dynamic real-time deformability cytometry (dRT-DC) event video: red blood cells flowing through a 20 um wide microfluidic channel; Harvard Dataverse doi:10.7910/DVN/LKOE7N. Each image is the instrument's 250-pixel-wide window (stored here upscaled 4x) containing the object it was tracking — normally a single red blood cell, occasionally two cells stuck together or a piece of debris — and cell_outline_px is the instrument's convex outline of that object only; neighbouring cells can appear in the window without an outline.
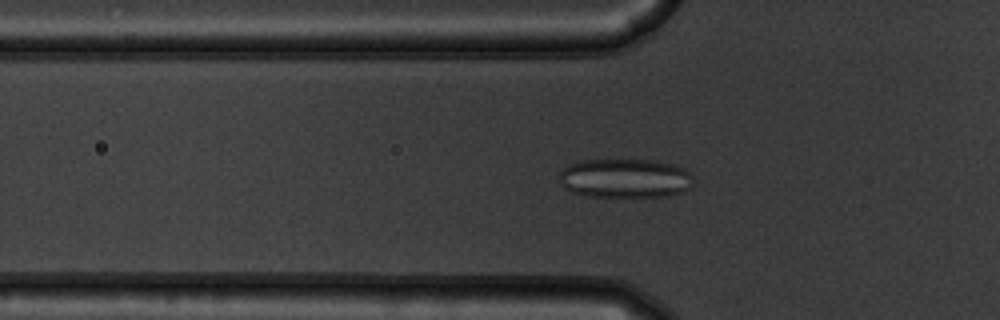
{"species": "common noctule bat (a hibernating species)", "species_latin": "Nyctalus noctula", "temperature_condition": "warm", "stored_images_in_passage": 50, "camera_frame_rate_fps": 3000, "um_per_image_px": 0.085, "animal": {"sex": "male", "body_mass_g": 19.5, "forearm_length_mm": 54.6}, "frame": {"image": 1, "passage_image": 15, "time_ms": 4.667, "image_size_px": [1000, 320], "cell_outline_px": [[692, 188], [684, 192], [672, 196], [588, 196], [572, 192], [564, 188], [560, 184], [560, 172], [568, 164], [576, 160], [652, 160], [676, 164], [692, 172]], "centroid_in_image_um": [53.17, 15.15], "position_along_channel_um": 72.6, "area_um2": 31.1}}
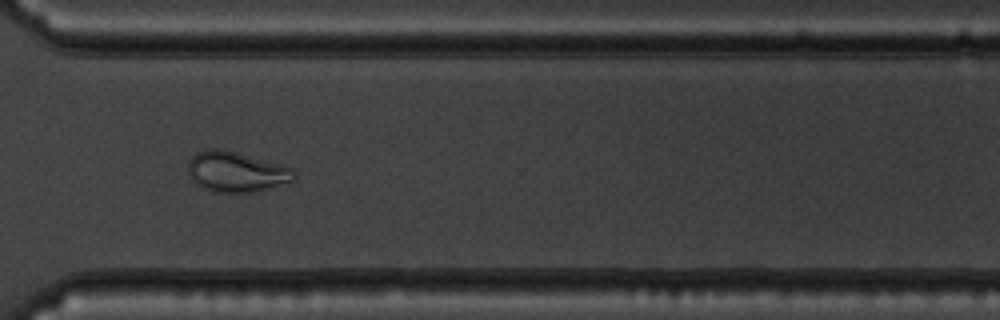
{"frame": {"image": 2, "passage_image": 37, "time_ms": 12.0, "image_size_px": [1000, 320], "cell_outline_px": [[296, 180], [292, 184], [256, 192], [212, 192], [196, 184], [192, 180], [188, 172], [188, 160], [196, 152], [208, 148], [224, 148], [284, 164], [292, 168], [296, 172]], "centroid_in_image_um": [20.16, 14.6], "position_along_channel_um": 350.4, "area_um2": 26.01}}
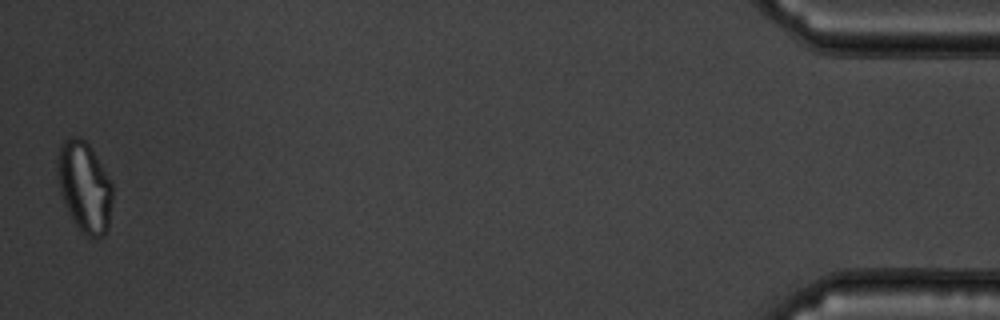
{"frame": {"image": 3, "passage_image": 50, "time_ms": 16.333, "image_size_px": [1000, 320], "cell_outline_px": [[112, 200], [108, 228], [104, 236], [88, 236], [76, 224], [68, 212], [60, 192], [56, 168], [60, 144], [68, 136], [80, 136], [88, 144], [112, 184]], "centroid_in_image_um": [7.16, 15.85], "position_along_channel_um": 428.0, "area_um2": 28.67}, "authors_computed_cell_mechanics": {"area_um2": 27.2816, "velocity_mm_per_s": 3.7939, "shape_relaxation_time_tau1_ms": null, "shape_relaxation_time_tau2_ms": 0.5027, "deformation_change_tau1": null, "deformation_change_tau2": 0.0631}}